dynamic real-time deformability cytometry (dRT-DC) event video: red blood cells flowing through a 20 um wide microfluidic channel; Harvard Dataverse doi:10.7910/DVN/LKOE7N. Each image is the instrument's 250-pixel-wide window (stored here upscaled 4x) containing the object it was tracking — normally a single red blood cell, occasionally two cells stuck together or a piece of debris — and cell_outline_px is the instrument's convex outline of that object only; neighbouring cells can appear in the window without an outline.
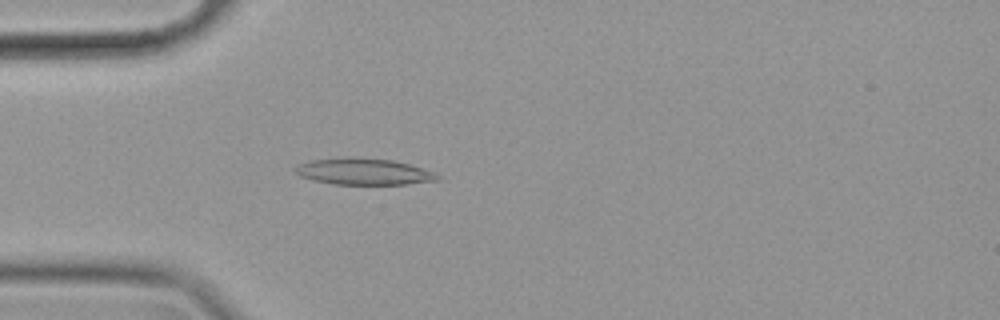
{"species": "common noctule bat (a hibernating species)", "species_latin": "Nyctalus noctula", "temperature_condition": "cold", "stored_images_in_passage": 56, "camera_frame_rate_fps": 3000, "um_per_image_px": 0.085, "animal": {"sex": "female", "body_mass_g": 19.9}, "frame": {"image": 1, "passage_image": 15, "time_ms": 4.667, "image_size_px": [1000, 320], "cell_outline_px": [[440, 180], [408, 184], [332, 184], [312, 180], [300, 176], [296, 172], [296, 168], [300, 164], [312, 160], [344, 156], [348, 156], [392, 160], [408, 164], [432, 172], [440, 176]], "centroid_in_image_um": [30.9, 14.58], "position_along_channel_um": 54.1, "area_um2": 21.85}}
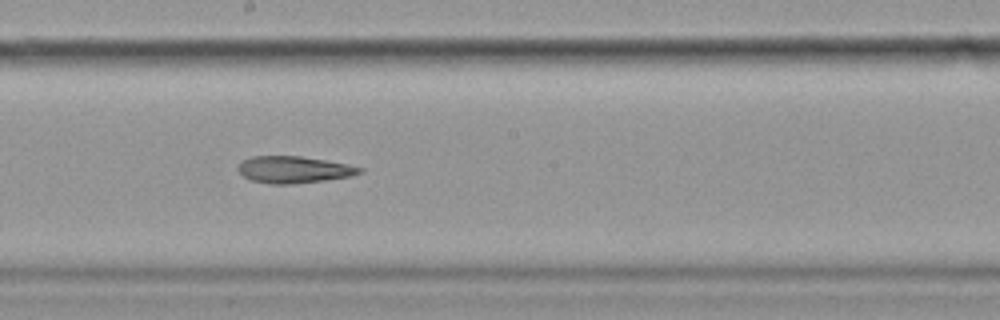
{"frame": {"image": 2, "passage_image": 30, "time_ms": 9.667, "image_size_px": [1000, 320], "cell_outline_px": [[364, 172], [352, 176], [324, 180], [292, 184], [268, 184], [252, 180], [244, 176], [236, 168], [244, 160], [252, 156], [300, 156], [348, 164], [364, 168]], "centroid_in_image_um": [25.01, 14.42], "position_along_channel_um": 223.2, "area_um2": 18.96}}
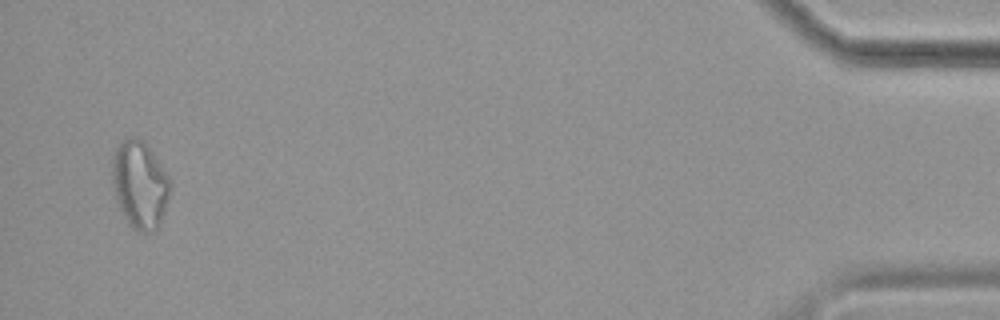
{"frame": {"image": 3, "passage_image": 54, "time_ms": 17.667, "image_size_px": [1000, 320], "cell_outline_px": [[172, 188], [160, 228], [156, 232], [136, 232], [128, 224], [120, 208], [112, 184], [112, 156], [116, 148], [124, 136], [136, 136], [144, 140], [172, 180]], "centroid_in_image_um": [11.92, 15.7], "position_along_channel_um": 423.3, "area_um2": 30.46}, "authors_computed_cell_mechanics": {"area_um2": 21.5883, "velocity_mm_per_s": 3.5204, "shape_relaxation_time_tau1_ms": null, "shape_relaxation_time_tau2_ms": 10.0363, "deformation_change_tau1": null, "deformation_change_tau2": 0.2242}}